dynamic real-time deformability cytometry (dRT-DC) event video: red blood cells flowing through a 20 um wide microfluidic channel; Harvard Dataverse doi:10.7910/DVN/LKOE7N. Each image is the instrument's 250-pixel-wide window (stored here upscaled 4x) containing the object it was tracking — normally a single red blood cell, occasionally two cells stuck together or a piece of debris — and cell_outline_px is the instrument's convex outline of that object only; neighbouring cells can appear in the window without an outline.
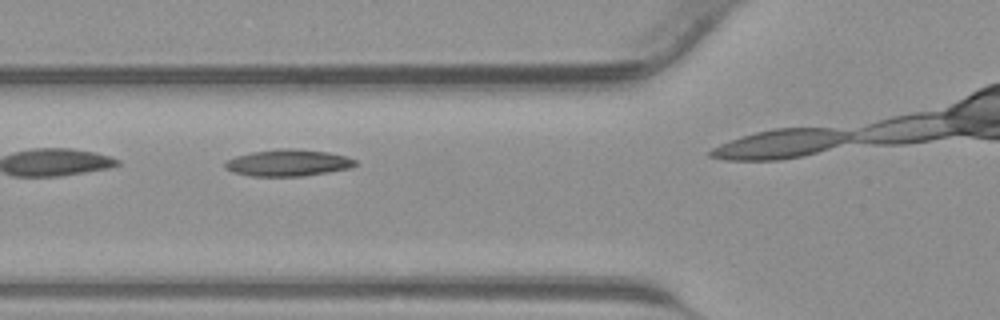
{"species": "common noctule bat (a hibernating species)", "species_latin": "Nyctalus noctula", "temperature_condition": "warm", "stored_images_in_passage": 6, "camera_frame_rate_fps": 3000, "um_per_image_px": 0.085, "animal": {"sex": "male", "body_mass_g": 23.1, "forearm_length_mm": 52.7}, "frame": {"image": 1, "passage_image": 3, "time_ms": 0.667, "image_size_px": [1000, 320], "cell_outline_px": [[360, 164], [348, 168], [328, 172], [304, 176], [252, 176], [232, 172], [224, 168], [224, 160], [236, 156], [252, 152], [284, 148], [292, 148], [328, 152], [348, 156], [356, 160]], "centroid_in_image_um": [24.49, 13.84], "position_along_channel_um": 101.3, "area_um2": 20.4}}